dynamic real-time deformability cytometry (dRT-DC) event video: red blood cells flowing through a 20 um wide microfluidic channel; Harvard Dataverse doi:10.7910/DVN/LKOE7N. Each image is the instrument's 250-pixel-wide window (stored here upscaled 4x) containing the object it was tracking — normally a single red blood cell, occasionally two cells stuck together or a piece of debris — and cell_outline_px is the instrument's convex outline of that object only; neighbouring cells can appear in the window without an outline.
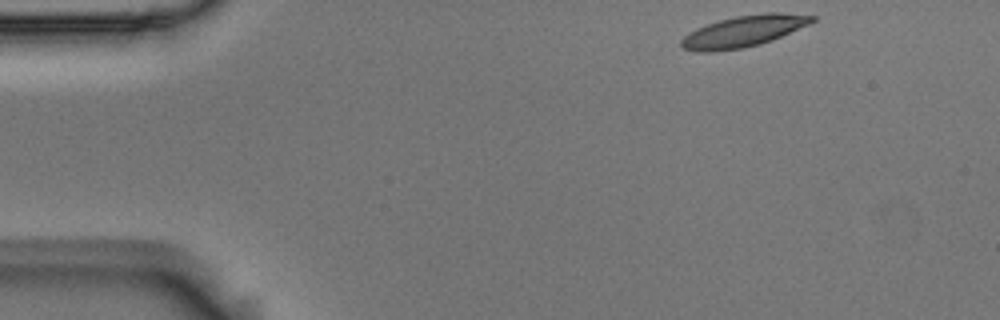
{"species": "Egyptian fruit bat (a non-hibernating species)", "species_latin": "Rousettus aegyptiacus", "temperature_condition": "room temperature", "stored_images_in_passage": 49, "camera_frame_rate_fps": 3000, "um_per_image_px": 0.085, "animal": {"sex": "male"}, "frame": {"image": 1, "passage_image": 1, "time_ms": 0.0, "image_size_px": [1000, 320], "cell_outline_px": [[816, 20], [808, 24], [772, 40], [760, 44], [744, 48], [712, 52], [696, 52], [684, 48], [680, 44], [680, 40], [688, 32], [696, 28], [720, 20], [736, 16], [764, 12], [780, 12], [816, 16]], "centroid_in_image_um": [63.18, 2.66], "position_along_channel_um": 21.8, "area_um2": 23.87}}
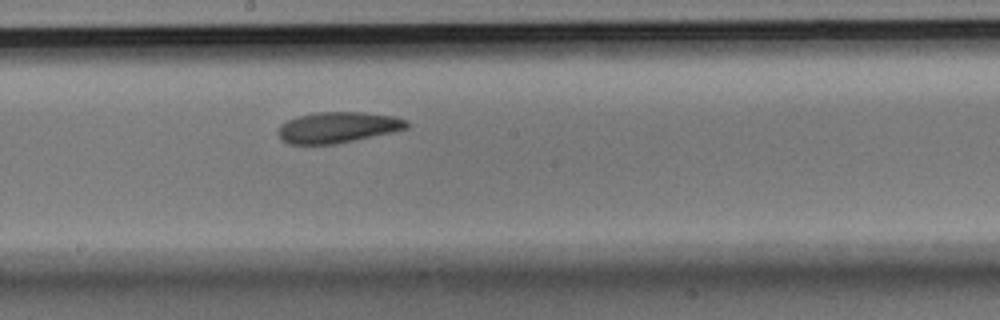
{"frame": {"image": 2, "passage_image": 24, "time_ms": 7.667, "image_size_px": [1000, 320], "cell_outline_px": [[408, 128], [392, 132], [336, 144], [288, 144], [280, 140], [276, 132], [280, 124], [296, 116], [316, 112], [364, 112], [396, 116], [408, 120]], "centroid_in_image_um": [28.68, 10.82], "position_along_channel_um": 219.5, "area_um2": 23.47}}
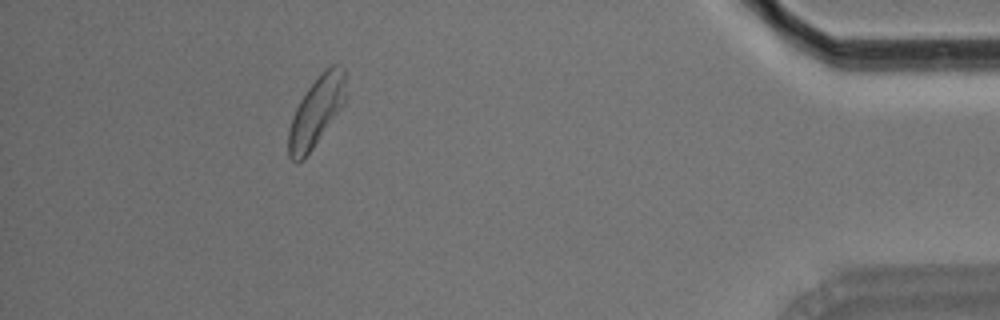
{"frame": {"image": 3, "passage_image": 44, "time_ms": 14.333, "image_size_px": [1000, 320], "cell_outline_px": [[344, 104], [304, 160], [296, 164], [288, 156], [288, 128], [292, 116], [300, 100], [308, 88], [332, 64], [336, 64], [344, 68]], "centroid_in_image_um": [26.83, 9.56], "position_along_channel_um": 408.4, "area_um2": 22.72}, "authors_computed_cell_mechanics": {"area_um2": 23.4668, "velocity_mm_per_s": 3.6297, "shape_relaxation_time_tau1_ms": 7.7639, "shape_relaxation_time_tau2_ms": 6.4352, "deformation_change_tau1": 0.1765, "deformation_change_tau2": 0.1148}}